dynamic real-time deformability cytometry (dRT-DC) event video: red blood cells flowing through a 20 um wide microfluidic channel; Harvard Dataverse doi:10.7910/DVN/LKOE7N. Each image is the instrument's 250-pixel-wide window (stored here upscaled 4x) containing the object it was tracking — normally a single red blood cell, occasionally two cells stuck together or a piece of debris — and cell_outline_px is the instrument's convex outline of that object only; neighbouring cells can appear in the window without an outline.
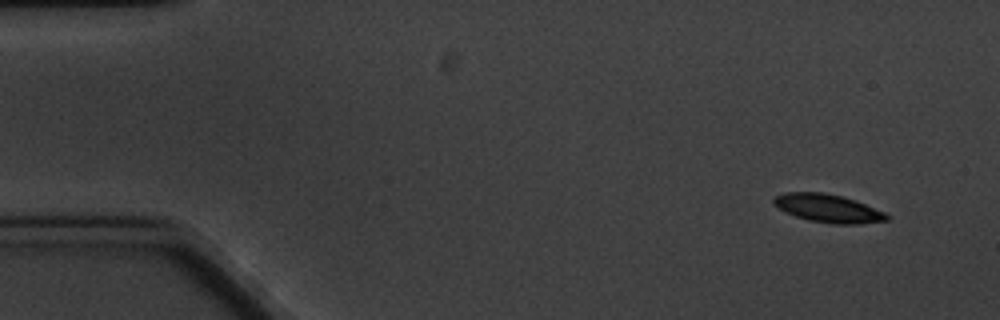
{"species": "common noctule bat (a hibernating species)", "species_latin": "Nyctalus noctula", "temperature_condition": "cold", "stored_images_in_passage": 7, "camera_frame_rate_fps": 3000, "um_per_image_px": 0.085, "animal": {"sex": "male", "body_mass_g": 20.1, "forearm_length_mm": 53.5}, "frame": {"image": 1, "passage_image": 1, "time_ms": 0.0, "image_size_px": [1000, 320], "cell_outline_px": [[892, 216], [888, 220], [860, 224], [836, 224], [808, 220], [784, 212], [772, 204], [772, 200], [776, 196], [784, 192], [820, 192], [840, 196], [864, 204], [884, 212]], "centroid_in_image_um": [70.35, 17.72], "position_along_channel_um": 14.6, "area_um2": 18.44}}
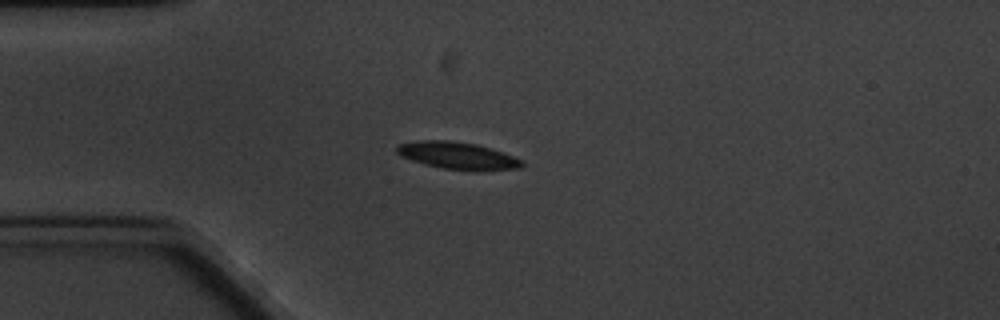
{"frame": {"image": 2, "passage_image": 4, "time_ms": 3.667, "image_size_px": [1000, 320], "cell_outline_px": [[524, 164], [520, 168], [480, 172], [440, 168], [424, 164], [400, 156], [396, 152], [396, 144], [420, 140], [448, 140], [476, 144], [512, 156], [520, 160]], "centroid_in_image_um": [38.85, 13.24], "position_along_channel_um": 46.1, "area_um2": 19.94}}